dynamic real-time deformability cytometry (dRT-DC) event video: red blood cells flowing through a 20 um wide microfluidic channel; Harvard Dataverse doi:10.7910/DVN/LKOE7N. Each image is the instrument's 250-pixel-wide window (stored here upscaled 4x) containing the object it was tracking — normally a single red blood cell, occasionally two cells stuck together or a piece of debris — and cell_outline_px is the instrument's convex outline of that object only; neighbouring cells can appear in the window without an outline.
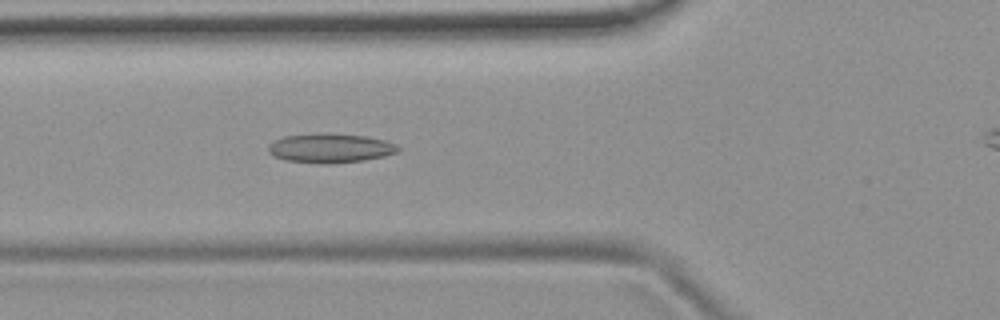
{"species": "common noctule bat (a hibernating species)", "species_latin": "Nyctalus noctula", "temperature_condition": "room temperature", "stored_images_in_passage": 40, "camera_frame_rate_fps": 3000, "um_per_image_px": 0.085, "animal": {"sex": "female", "body_mass_g": 19.9}, "frame": {"image": 1, "passage_image": 11, "time_ms": 3.333, "image_size_px": [1000, 320], "cell_outline_px": [[400, 148], [396, 152], [384, 156], [364, 160], [332, 164], [320, 164], [284, 160], [272, 156], [268, 152], [268, 144], [284, 136], [320, 132], [324, 132], [368, 136], [384, 140], [396, 144]], "centroid_in_image_um": [28.04, 12.58], "position_along_channel_um": 97.8, "area_um2": 22.54}}
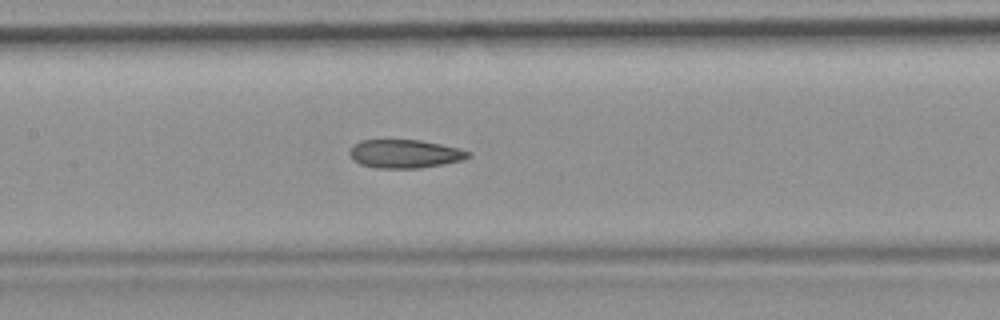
{"frame": {"image": 2, "passage_image": 17, "time_ms": 5.333, "image_size_px": [1000, 320], "cell_outline_px": [[472, 156], [464, 160], [420, 168], [376, 168], [360, 164], [348, 152], [352, 144], [360, 140], [420, 140], [460, 148], [472, 152]], "centroid_in_image_um": [34.44, 13.07], "position_along_channel_um": 173.0, "area_um2": 19.77}}
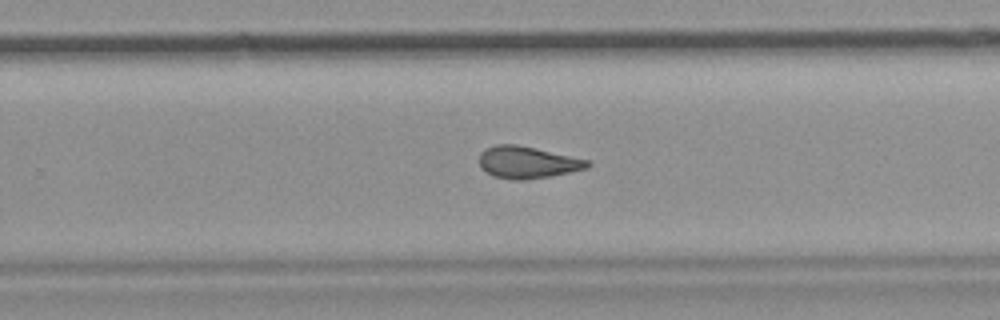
{"frame": {"image": 3, "passage_image": 26, "time_ms": 8.333, "image_size_px": [1000, 320], "cell_outline_px": [[592, 164], [588, 168], [552, 176], [524, 180], [508, 180], [492, 176], [480, 168], [480, 152], [484, 148], [496, 144], [516, 144], [536, 148], [588, 160]], "centroid_in_image_um": [44.8, 13.81], "position_along_channel_um": 285.0, "area_um2": 20.4}, "authors_computed_cell_mechanics": {"area_um2": 20.2589, "velocity_mm_per_s": 3.7484, "shape_relaxation_time_tau1_ms": null, "shape_relaxation_time_tau2_ms": 2.3928, "deformation_change_tau1": null, "deformation_change_tau2": 0.1076}}